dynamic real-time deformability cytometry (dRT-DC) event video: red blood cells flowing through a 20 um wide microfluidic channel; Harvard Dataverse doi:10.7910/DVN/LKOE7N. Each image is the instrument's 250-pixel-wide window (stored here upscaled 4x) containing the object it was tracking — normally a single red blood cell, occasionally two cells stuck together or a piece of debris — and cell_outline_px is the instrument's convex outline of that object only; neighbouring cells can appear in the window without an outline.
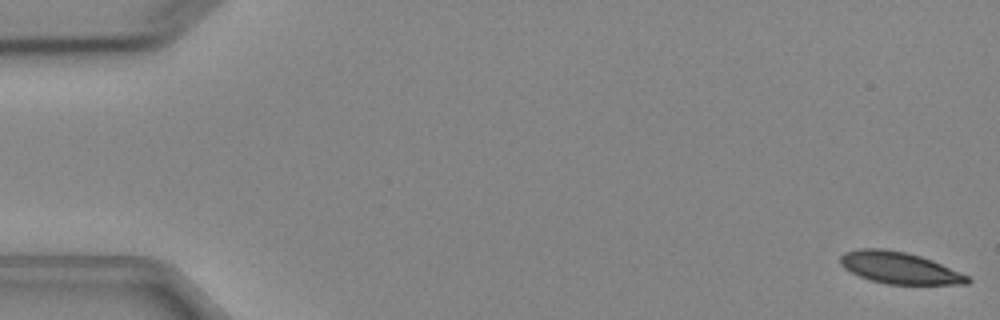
{"species": "Egyptian fruit bat (a non-hibernating species)", "species_latin": "Rousettus aegyptiacus", "temperature_condition": "cold", "stored_images_in_passage": 5, "camera_frame_rate_fps": 3000, "um_per_image_px": 0.085, "animal": {"sex": "female"}, "frame": {"image": 1, "passage_image": 1, "time_ms": 0.0, "image_size_px": [1000, 320], "cell_outline_px": [[972, 280], [968, 284], [888, 284], [872, 280], [860, 276], [844, 268], [840, 264], [840, 256], [844, 252], [860, 248], [884, 248], [904, 252], [920, 256], [932, 260], [968, 276]], "centroid_in_image_um": [76.43, 22.76], "position_along_channel_um": 8.6, "area_um2": 23.29}}
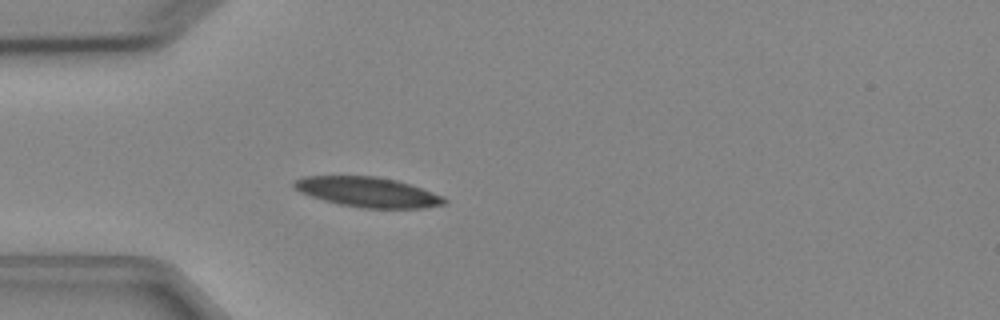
{"frame": {"image": 2, "passage_image": 5, "time_ms": 4.667, "image_size_px": [1000, 320], "cell_outline_px": [[448, 200], [444, 204], [424, 208], [364, 208], [340, 204], [324, 200], [300, 192], [292, 184], [292, 180], [304, 176], [376, 176], [396, 180], [444, 196]], "centroid_in_image_um": [31.25, 16.32], "position_along_channel_um": 53.7, "area_um2": 26.07}}